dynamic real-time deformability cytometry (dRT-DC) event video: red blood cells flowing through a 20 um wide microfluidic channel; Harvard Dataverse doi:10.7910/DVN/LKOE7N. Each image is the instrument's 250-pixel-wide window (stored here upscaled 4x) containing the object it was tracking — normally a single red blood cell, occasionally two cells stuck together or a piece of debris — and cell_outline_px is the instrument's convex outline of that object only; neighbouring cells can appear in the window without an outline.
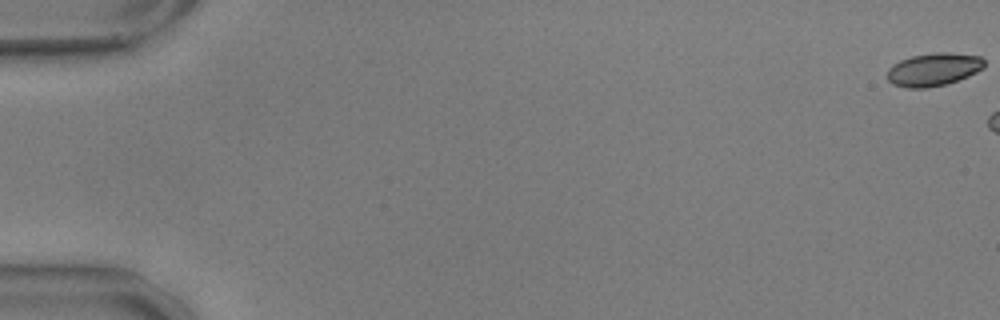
{"species": "common noctule bat (a hibernating species)", "species_latin": "Nyctalus noctula", "temperature_condition": "warm", "stored_images_in_passage": 6, "camera_frame_rate_fps": 3000, "um_per_image_px": 0.085, "animal": {"sex": "male", "body_mass_g": 17.9, "forearm_length_mm": 54.2}, "frame": {"image": 1, "passage_image": 1, "time_ms": 0.0, "image_size_px": [1000, 320], "cell_outline_px": [[984, 68], [968, 76], [944, 84], [928, 88], [908, 88], [892, 84], [888, 80], [888, 68], [892, 64], [900, 60], [912, 56], [936, 52], [948, 52], [980, 56], [984, 60]], "centroid_in_image_um": [79.33, 5.9], "position_along_channel_um": 5.7, "area_um2": 18.61}}